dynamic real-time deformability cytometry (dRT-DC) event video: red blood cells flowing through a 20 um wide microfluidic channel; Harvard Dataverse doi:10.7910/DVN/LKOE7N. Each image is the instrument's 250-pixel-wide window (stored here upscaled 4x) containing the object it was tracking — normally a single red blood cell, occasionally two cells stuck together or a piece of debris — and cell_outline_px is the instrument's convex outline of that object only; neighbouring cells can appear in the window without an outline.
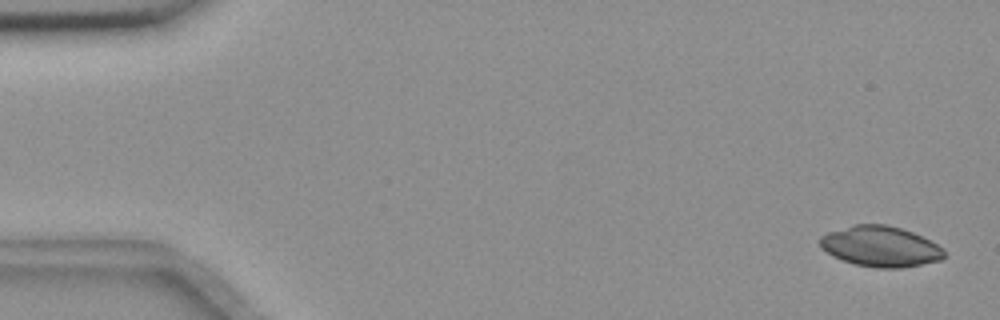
{"species": "common noctule bat (a hibernating species)", "species_latin": "Nyctalus noctula", "temperature_condition": "room temperature", "stored_images_in_passage": 56, "camera_frame_rate_fps": 3000, "um_per_image_px": 0.085, "animal": {"sex": "female", "body_mass_g": 18.4}, "frame": {"image": 1, "passage_image": 2, "time_ms": 0.333, "image_size_px": [1000, 320], "cell_outline_px": [[944, 256], [940, 260], [904, 268], [876, 268], [856, 264], [832, 256], [820, 248], [820, 236], [828, 232], [852, 224], [888, 224], [912, 232], [944, 248]], "centroid_in_image_um": [74.81, 20.94], "position_along_channel_um": 10.2, "area_um2": 29.36}}
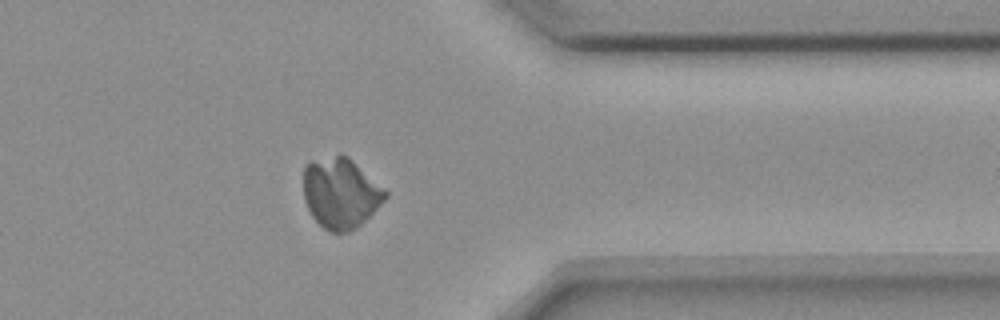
{"frame": {"image": 2, "passage_image": 45, "time_ms": 14.667, "image_size_px": [1000, 320], "cell_outline_px": [[388, 196], [356, 228], [348, 232], [332, 232], [324, 228], [312, 216], [304, 200], [304, 164], [308, 160], [340, 152], [348, 156], [384, 188], [388, 192]], "centroid_in_image_um": [28.92, 16.35], "position_along_channel_um": 382.5, "area_um2": 33.81}}
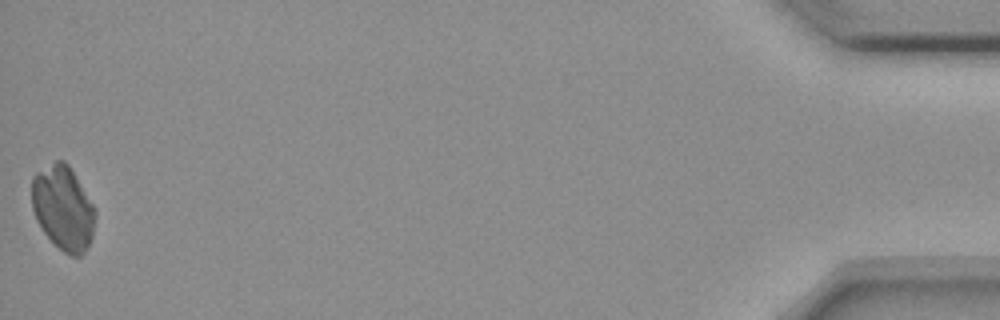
{"frame": {"image": 3, "passage_image": 56, "time_ms": 18.333, "image_size_px": [1000, 320], "cell_outline_px": [[96, 216], [92, 236], [84, 252], [80, 256], [72, 256], [64, 252], [44, 232], [36, 220], [32, 208], [32, 176], [36, 172], [56, 160], [64, 160], [68, 164], [92, 204], [96, 212]], "centroid_in_image_um": [5.35, 17.66], "position_along_channel_um": 429.9, "area_um2": 30.81}}